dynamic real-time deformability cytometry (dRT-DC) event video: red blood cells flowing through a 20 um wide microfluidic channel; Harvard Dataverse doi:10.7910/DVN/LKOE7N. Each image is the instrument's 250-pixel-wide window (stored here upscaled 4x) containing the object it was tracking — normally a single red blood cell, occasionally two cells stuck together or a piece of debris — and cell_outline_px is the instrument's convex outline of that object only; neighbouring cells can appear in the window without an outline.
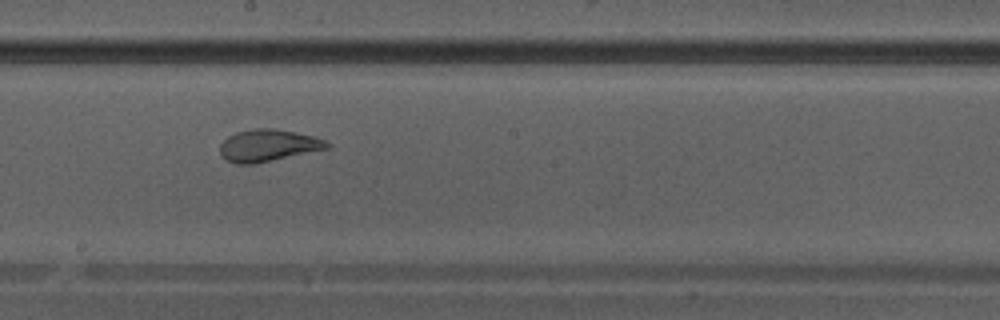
{"species": "Egyptian fruit bat (a non-hibernating species)", "species_latin": "Rousettus aegyptiacus", "temperature_condition": "warm", "stored_images_in_passage": 40, "camera_frame_rate_fps": 3000, "um_per_image_px": 0.085, "animal": {"sex": "male"}, "frame": {"image": 1, "passage_image": 23, "time_ms": 7.333, "image_size_px": [1000, 320], "cell_outline_px": [[332, 144], [328, 148], [256, 164], [236, 164], [228, 160], [220, 152], [220, 144], [228, 136], [236, 132], [252, 128], [272, 128], [296, 132], [312, 136], [324, 140]], "centroid_in_image_um": [22.78, 12.36], "position_along_channel_um": 225.4, "area_um2": 19.88}}